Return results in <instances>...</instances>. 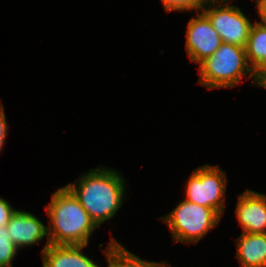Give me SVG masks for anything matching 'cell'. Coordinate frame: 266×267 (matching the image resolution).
<instances>
[{
    "mask_svg": "<svg viewBox=\"0 0 266 267\" xmlns=\"http://www.w3.org/2000/svg\"><path fill=\"white\" fill-rule=\"evenodd\" d=\"M121 171L99 166L82 173L66 187L74 194L99 228L113 219L124 203L127 185Z\"/></svg>",
    "mask_w": 266,
    "mask_h": 267,
    "instance_id": "cell-1",
    "label": "cell"
},
{
    "mask_svg": "<svg viewBox=\"0 0 266 267\" xmlns=\"http://www.w3.org/2000/svg\"><path fill=\"white\" fill-rule=\"evenodd\" d=\"M45 210L49 216L48 237L41 253L50 244L88 245L90 236L98 228L66 186L53 192Z\"/></svg>",
    "mask_w": 266,
    "mask_h": 267,
    "instance_id": "cell-2",
    "label": "cell"
},
{
    "mask_svg": "<svg viewBox=\"0 0 266 267\" xmlns=\"http://www.w3.org/2000/svg\"><path fill=\"white\" fill-rule=\"evenodd\" d=\"M199 65L198 82L208 90L233 88L239 85L243 77H248L256 86V73L249 66L245 48L241 46L223 42L211 57Z\"/></svg>",
    "mask_w": 266,
    "mask_h": 267,
    "instance_id": "cell-3",
    "label": "cell"
},
{
    "mask_svg": "<svg viewBox=\"0 0 266 267\" xmlns=\"http://www.w3.org/2000/svg\"><path fill=\"white\" fill-rule=\"evenodd\" d=\"M160 220L169 227L174 242L197 245L211 229L219 225L221 216L212 208L184 199Z\"/></svg>",
    "mask_w": 266,
    "mask_h": 267,
    "instance_id": "cell-4",
    "label": "cell"
},
{
    "mask_svg": "<svg viewBox=\"0 0 266 267\" xmlns=\"http://www.w3.org/2000/svg\"><path fill=\"white\" fill-rule=\"evenodd\" d=\"M228 181L226 172L219 166H199L192 171L186 183L185 199L212 208L223 217Z\"/></svg>",
    "mask_w": 266,
    "mask_h": 267,
    "instance_id": "cell-5",
    "label": "cell"
},
{
    "mask_svg": "<svg viewBox=\"0 0 266 267\" xmlns=\"http://www.w3.org/2000/svg\"><path fill=\"white\" fill-rule=\"evenodd\" d=\"M232 1L235 0H207L201 11L224 43L245 48L253 22L238 6L230 5Z\"/></svg>",
    "mask_w": 266,
    "mask_h": 267,
    "instance_id": "cell-6",
    "label": "cell"
},
{
    "mask_svg": "<svg viewBox=\"0 0 266 267\" xmlns=\"http://www.w3.org/2000/svg\"><path fill=\"white\" fill-rule=\"evenodd\" d=\"M195 15L187 25L185 48L190 61L200 64L211 57L223 41L202 11Z\"/></svg>",
    "mask_w": 266,
    "mask_h": 267,
    "instance_id": "cell-7",
    "label": "cell"
},
{
    "mask_svg": "<svg viewBox=\"0 0 266 267\" xmlns=\"http://www.w3.org/2000/svg\"><path fill=\"white\" fill-rule=\"evenodd\" d=\"M237 199L235 215L242 233H266V195L247 189Z\"/></svg>",
    "mask_w": 266,
    "mask_h": 267,
    "instance_id": "cell-8",
    "label": "cell"
},
{
    "mask_svg": "<svg viewBox=\"0 0 266 267\" xmlns=\"http://www.w3.org/2000/svg\"><path fill=\"white\" fill-rule=\"evenodd\" d=\"M13 244L21 248L34 246L48 237L47 225L30 212L16 210L7 225Z\"/></svg>",
    "mask_w": 266,
    "mask_h": 267,
    "instance_id": "cell-9",
    "label": "cell"
},
{
    "mask_svg": "<svg viewBox=\"0 0 266 267\" xmlns=\"http://www.w3.org/2000/svg\"><path fill=\"white\" fill-rule=\"evenodd\" d=\"M86 246L50 244L41 253L43 267H101L83 254Z\"/></svg>",
    "mask_w": 266,
    "mask_h": 267,
    "instance_id": "cell-10",
    "label": "cell"
},
{
    "mask_svg": "<svg viewBox=\"0 0 266 267\" xmlns=\"http://www.w3.org/2000/svg\"><path fill=\"white\" fill-rule=\"evenodd\" d=\"M236 248L240 267H266V233H241Z\"/></svg>",
    "mask_w": 266,
    "mask_h": 267,
    "instance_id": "cell-11",
    "label": "cell"
},
{
    "mask_svg": "<svg viewBox=\"0 0 266 267\" xmlns=\"http://www.w3.org/2000/svg\"><path fill=\"white\" fill-rule=\"evenodd\" d=\"M246 58L256 75L266 68V25L255 21L245 46Z\"/></svg>",
    "mask_w": 266,
    "mask_h": 267,
    "instance_id": "cell-12",
    "label": "cell"
},
{
    "mask_svg": "<svg viewBox=\"0 0 266 267\" xmlns=\"http://www.w3.org/2000/svg\"><path fill=\"white\" fill-rule=\"evenodd\" d=\"M108 267H171L168 262H152L143 260L139 256L128 251L118 240L112 237L108 246L103 249Z\"/></svg>",
    "mask_w": 266,
    "mask_h": 267,
    "instance_id": "cell-13",
    "label": "cell"
},
{
    "mask_svg": "<svg viewBox=\"0 0 266 267\" xmlns=\"http://www.w3.org/2000/svg\"><path fill=\"white\" fill-rule=\"evenodd\" d=\"M6 227H0V267H13L12 261L19 249L13 244Z\"/></svg>",
    "mask_w": 266,
    "mask_h": 267,
    "instance_id": "cell-14",
    "label": "cell"
},
{
    "mask_svg": "<svg viewBox=\"0 0 266 267\" xmlns=\"http://www.w3.org/2000/svg\"><path fill=\"white\" fill-rule=\"evenodd\" d=\"M164 9L169 12H196L201 11L207 0H161Z\"/></svg>",
    "mask_w": 266,
    "mask_h": 267,
    "instance_id": "cell-15",
    "label": "cell"
},
{
    "mask_svg": "<svg viewBox=\"0 0 266 267\" xmlns=\"http://www.w3.org/2000/svg\"><path fill=\"white\" fill-rule=\"evenodd\" d=\"M16 210L6 199L0 197V227L8 225Z\"/></svg>",
    "mask_w": 266,
    "mask_h": 267,
    "instance_id": "cell-16",
    "label": "cell"
},
{
    "mask_svg": "<svg viewBox=\"0 0 266 267\" xmlns=\"http://www.w3.org/2000/svg\"><path fill=\"white\" fill-rule=\"evenodd\" d=\"M8 126L9 125L7 124V120H6L4 105L1 103L0 104V152L5 145V140H6L7 135H8V133H7Z\"/></svg>",
    "mask_w": 266,
    "mask_h": 267,
    "instance_id": "cell-17",
    "label": "cell"
},
{
    "mask_svg": "<svg viewBox=\"0 0 266 267\" xmlns=\"http://www.w3.org/2000/svg\"><path fill=\"white\" fill-rule=\"evenodd\" d=\"M256 86L266 89V68L256 75Z\"/></svg>",
    "mask_w": 266,
    "mask_h": 267,
    "instance_id": "cell-18",
    "label": "cell"
},
{
    "mask_svg": "<svg viewBox=\"0 0 266 267\" xmlns=\"http://www.w3.org/2000/svg\"><path fill=\"white\" fill-rule=\"evenodd\" d=\"M257 13L261 22L266 25V0L257 6Z\"/></svg>",
    "mask_w": 266,
    "mask_h": 267,
    "instance_id": "cell-19",
    "label": "cell"
},
{
    "mask_svg": "<svg viewBox=\"0 0 266 267\" xmlns=\"http://www.w3.org/2000/svg\"><path fill=\"white\" fill-rule=\"evenodd\" d=\"M264 0H253V2L255 3L256 7L262 3Z\"/></svg>",
    "mask_w": 266,
    "mask_h": 267,
    "instance_id": "cell-20",
    "label": "cell"
}]
</instances>
